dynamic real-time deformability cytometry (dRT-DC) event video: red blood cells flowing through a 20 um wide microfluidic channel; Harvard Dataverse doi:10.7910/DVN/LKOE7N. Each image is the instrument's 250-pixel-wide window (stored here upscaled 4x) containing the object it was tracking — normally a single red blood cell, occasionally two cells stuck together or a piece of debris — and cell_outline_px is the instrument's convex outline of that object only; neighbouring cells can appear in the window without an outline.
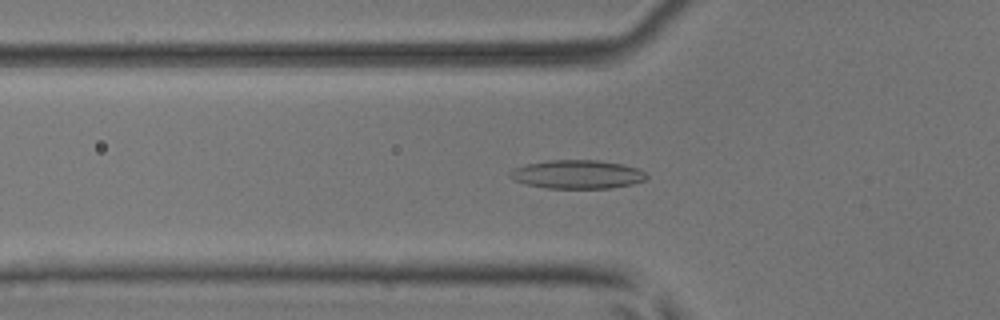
{"species": "common noctule bat (a hibernating species)", "species_latin": "Nyctalus noctula", "temperature_condition": "room temperature", "stored_images_in_passage": 54, "camera_frame_rate_fps": 3000, "um_per_image_px": 0.085, "animal": {"sex": "male", "body_mass_g": 17.9, "forearm_length_mm": 54.2}, "frame": {"image": 1, "passage_image": 19, "time_ms": 6.0, "image_size_px": [1000, 320], "cell_outline_px": [[648, 176], [644, 180], [632, 184], [612, 188], [548, 188], [528, 184], [516, 180], [508, 176], [508, 172], [512, 168], [524, 164], [548, 160], [596, 160], [624, 164], [636, 168], [644, 172]], "centroid_in_image_um": [49.04, 14.81], "position_along_channel_um": 76.8, "area_um2": 22.77}}
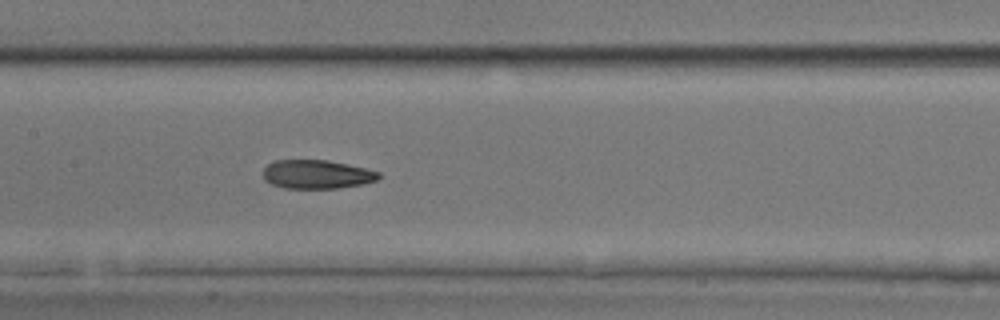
{"frame": {"image": 2, "passage_image": 27, "time_ms": 8.667, "image_size_px": [1000, 320], "cell_outline_px": [[380, 176], [376, 180], [360, 184], [336, 188], [284, 188], [272, 184], [264, 180], [264, 168], [268, 164], [276, 160], [328, 160], [348, 164], [380, 172]], "centroid_in_image_um": [26.91, 14.81], "position_along_channel_um": 180.5, "area_um2": 19.19}}
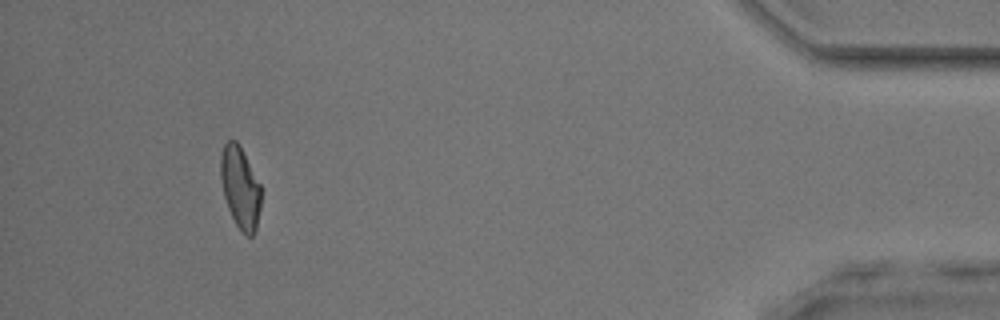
{"frame": {"image": 3, "passage_image": 50, "time_ms": 16.333, "image_size_px": [1000, 320], "cell_outline_px": [[260, 208], [256, 228], [252, 236], [248, 236], [240, 232], [228, 208], [224, 196], [220, 176], [220, 156], [224, 144], [228, 140], [236, 140], [240, 144], [260, 184]], "centroid_in_image_um": [20.4, 15.92], "position_along_channel_um": 414.8, "area_um2": 19.31}, "authors_computed_cell_mechanics": {"area_um2": 20.2589, "velocity_mm_per_s": 3.8839, "shape_relaxation_time_tau1_ms": null, "shape_relaxation_time_tau2_ms": 2.6661, "deformation_change_tau1": null, "deformation_change_tau2": 0.1065}}